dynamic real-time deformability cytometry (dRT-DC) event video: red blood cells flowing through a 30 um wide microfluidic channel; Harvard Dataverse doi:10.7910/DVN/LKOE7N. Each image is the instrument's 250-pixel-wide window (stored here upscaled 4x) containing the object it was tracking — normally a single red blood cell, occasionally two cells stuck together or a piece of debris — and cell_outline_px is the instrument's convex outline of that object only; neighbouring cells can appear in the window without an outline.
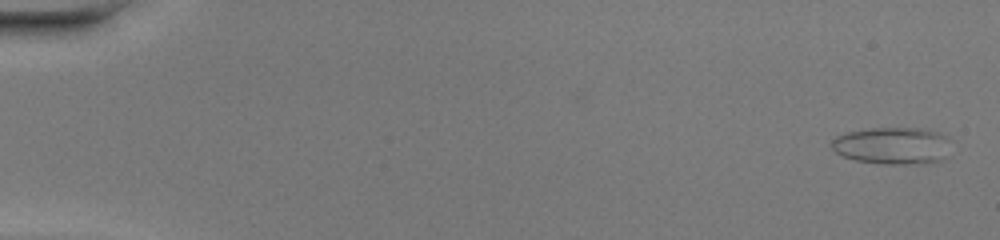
{"species": "common noctule bat (a hibernating species)", "species_latin": "Nyctalus noctula", "temperature_condition": "warm", "stored_images_in_passage": 49, "camera_frame_rate_fps": 3000, "um_per_image_px": 0.085, "animal": {"sex": "female", "body_mass_g": 20.0, "forearm_length_mm": 54.0}, "frame": {"image": 1, "passage_image": 2, "time_ms": 0.333, "image_size_px": [1000, 240], "cell_outline_px": [[952, 140], [944, 156], [940, 160], [904, 164], [880, 164], [856, 160], [844, 156], [836, 152], [832, 148], [832, 140], [836, 136], [848, 132], [872, 128], [920, 128], [940, 132], [948, 136]], "centroid_in_image_um": [75.87, 12.36], "position_along_channel_um": 9.1, "area_um2": 25.66}}
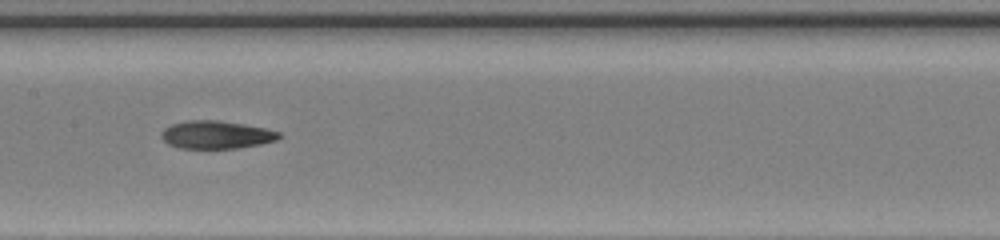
{"frame": {"image": 2, "passage_image": 26, "time_ms": 8.333, "image_size_px": [1000, 240], "cell_outline_px": [[280, 136], [276, 140], [260, 144], [240, 148], [180, 148], [168, 144], [160, 136], [160, 132], [164, 128], [172, 124], [188, 120], [216, 120], [244, 124], [264, 128], [280, 132]], "centroid_in_image_um": [18.35, 11.45], "position_along_channel_um": 189.0, "area_um2": 19.07}}
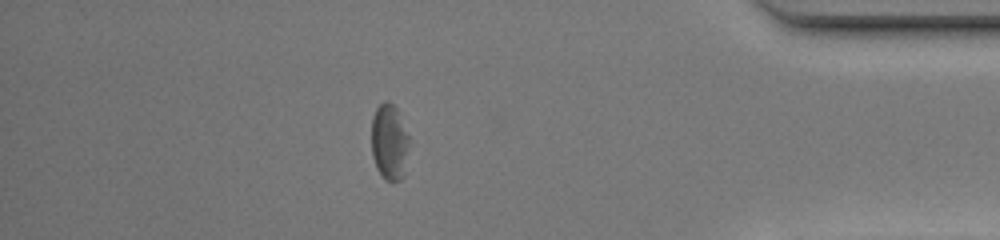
{"frame": {"image": 3, "passage_image": 43, "time_ms": 14.0, "image_size_px": [1000, 240], "cell_outline_px": [[412, 140], [404, 176], [400, 180], [384, 180], [376, 168], [372, 156], [372, 116], [376, 108], [384, 100], [388, 100], [396, 108]], "centroid_in_image_um": [33.14, 12.08], "position_along_channel_um": 402.1, "area_um2": 17.34}, "authors_computed_cell_mechanics": {"area_um2": 19.9988, "velocity_mm_per_s": 4.3268, "shape_relaxation_time_tau1_ms": 3.5162, "shape_relaxation_time_tau2_ms": 6.529, "deformation_change_tau1": 0.1441, "deformation_change_tau2": 0.1901}}